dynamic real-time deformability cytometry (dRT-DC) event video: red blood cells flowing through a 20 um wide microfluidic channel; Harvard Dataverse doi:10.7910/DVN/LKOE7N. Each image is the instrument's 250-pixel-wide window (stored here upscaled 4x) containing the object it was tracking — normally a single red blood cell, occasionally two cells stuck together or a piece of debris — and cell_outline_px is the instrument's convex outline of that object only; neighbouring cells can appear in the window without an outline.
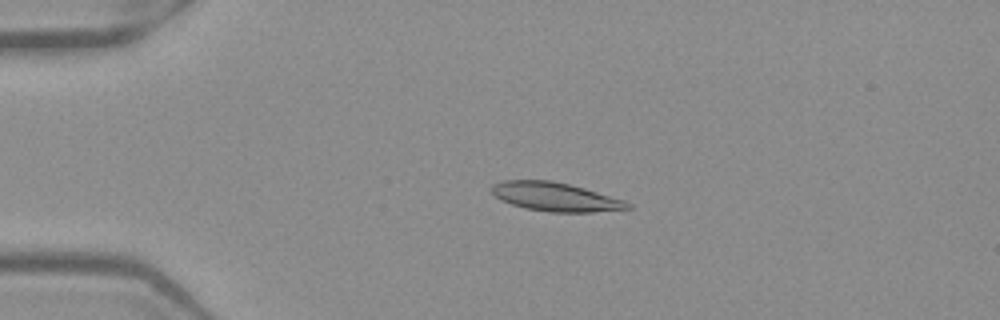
{"species": "Egyptian fruit bat (a non-hibernating species)", "species_latin": "Rousettus aegyptiacus", "temperature_condition": "warm", "stored_images_in_passage": 51, "camera_frame_rate_fps": 3000, "um_per_image_px": 0.085, "frame": {"image": 1, "passage_image": 12, "time_ms": 3.667, "image_size_px": [1000, 320], "cell_outline_px": [[632, 208], [592, 212], [552, 212], [528, 208], [512, 204], [500, 200], [492, 192], [492, 184], [504, 180], [552, 180], [584, 188], [624, 200], [632, 204]], "centroid_in_image_um": [47.21, 16.72], "position_along_channel_um": 37.8, "area_um2": 22.54}}
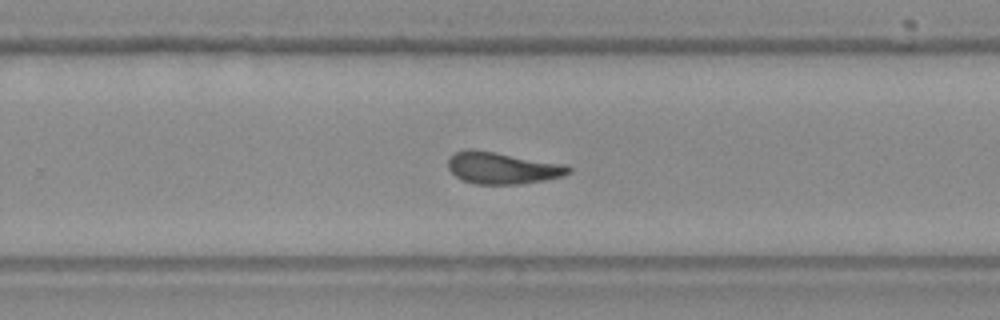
{"frame": {"image": 2, "passage_image": 34, "time_ms": 11.0, "image_size_px": [1000, 320], "cell_outline_px": [[572, 172], [564, 176], [544, 180], [520, 184], [476, 184], [464, 180], [456, 176], [448, 168], [448, 156], [464, 148], [476, 148], [568, 164], [572, 168]], "centroid_in_image_um": [42.73, 14.25], "position_along_channel_um": 287.1, "area_um2": 22.95}}
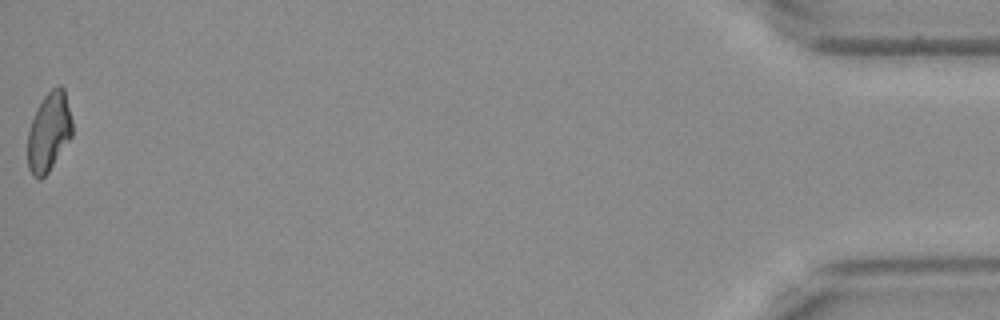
{"frame": {"image": 3, "passage_image": 51, "time_ms": 16.667, "image_size_px": [1000, 320], "cell_outline_px": [[72, 136], [48, 172], [40, 180], [36, 180], [32, 176], [28, 168], [28, 132], [36, 108], [44, 96], [52, 88], [60, 84], [64, 88], [72, 120]], "centroid_in_image_um": [4.15, 11.22], "position_along_channel_um": 431.0, "area_um2": 20.58}, "authors_computed_cell_mechanics": {"area_um2": 22.3686, "velocity_mm_per_s": 3.9419, "shape_relaxation_time_tau1_ms": null, "shape_relaxation_time_tau2_ms": 3.1896, "deformation_change_tau1": null, "deformation_change_tau2": 0.1242}}